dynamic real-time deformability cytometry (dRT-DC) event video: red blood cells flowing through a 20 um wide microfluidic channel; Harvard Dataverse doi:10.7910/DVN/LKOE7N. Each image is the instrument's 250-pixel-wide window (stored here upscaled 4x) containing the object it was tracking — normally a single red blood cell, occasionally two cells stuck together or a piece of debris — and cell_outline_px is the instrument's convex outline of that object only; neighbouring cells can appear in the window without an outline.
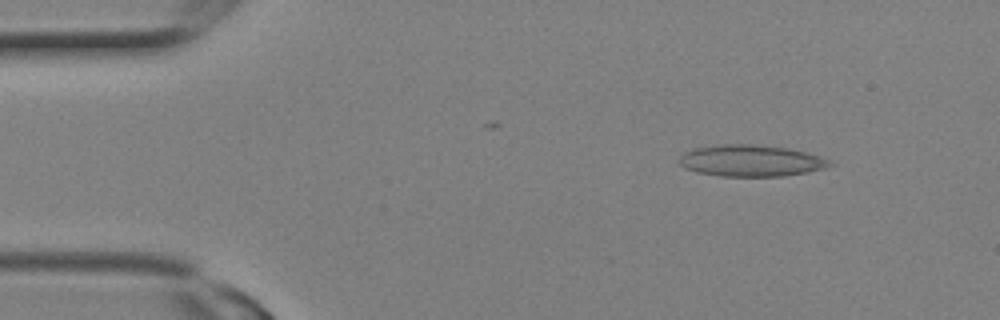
{"species": "Egyptian fruit bat (a non-hibernating species)", "species_latin": "Rousettus aegyptiacus", "temperature_condition": "room temperature", "stored_images_in_passage": 7, "camera_frame_rate_fps": 3000, "um_per_image_px": 0.085, "animal": {"sex": "female"}, "frame": {"image": 1, "passage_image": 1, "time_ms": 0.0, "image_size_px": [1000, 320], "cell_outline_px": [[832, 164], [828, 168], [808, 172], [784, 176], [720, 176], [696, 172], [684, 168], [680, 164], [680, 156], [684, 152], [692, 148], [720, 144], [756, 144], [788, 148], [808, 152], [828, 160]], "centroid_in_image_um": [63.82, 13.65], "position_along_channel_um": 21.2, "area_um2": 27.86}}
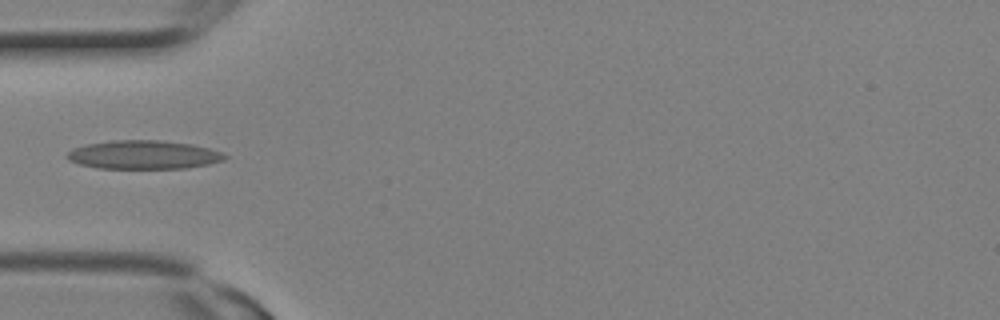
{"frame": {"image": 2, "passage_image": 6, "time_ms": 1.667, "image_size_px": [1000, 320], "cell_outline_px": [[228, 156], [224, 160], [208, 164], [188, 168], [96, 168], [80, 164], [68, 160], [64, 156], [72, 148], [84, 144], [112, 140], [160, 140], [192, 144], [208, 148], [220, 152]], "centroid_in_image_um": [12.16, 13.15], "position_along_channel_um": 72.8, "area_um2": 26.41}}